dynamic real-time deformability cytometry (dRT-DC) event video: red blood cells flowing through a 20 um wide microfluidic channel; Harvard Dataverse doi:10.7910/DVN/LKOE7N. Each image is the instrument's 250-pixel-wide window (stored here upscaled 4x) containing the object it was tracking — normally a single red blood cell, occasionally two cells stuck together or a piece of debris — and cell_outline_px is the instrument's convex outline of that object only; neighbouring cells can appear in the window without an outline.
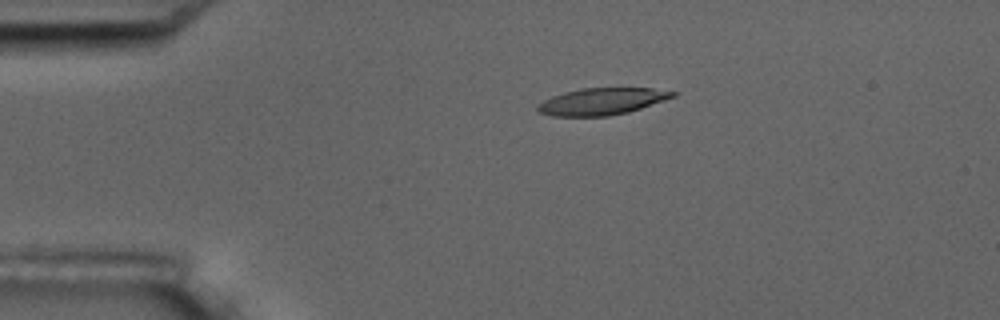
{"species": "common noctule bat (a hibernating species)", "species_latin": "Nyctalus noctula", "temperature_condition": "room temperature", "stored_images_in_passage": 5, "camera_frame_rate_fps": 3000, "um_per_image_px": 0.085, "animal": {"sex": "male", "body_mass_g": 17.5, "forearm_length_mm": 52.3}, "frame": {"image": 1, "passage_image": 4, "time_ms": 3.333, "image_size_px": [1000, 320], "cell_outline_px": [[680, 92], [676, 96], [628, 112], [608, 116], [552, 116], [540, 112], [536, 108], [536, 104], [552, 96], [564, 92], [580, 88], [652, 88]], "centroid_in_image_um": [51.16, 8.61], "position_along_channel_um": 33.8, "area_um2": 21.15}}